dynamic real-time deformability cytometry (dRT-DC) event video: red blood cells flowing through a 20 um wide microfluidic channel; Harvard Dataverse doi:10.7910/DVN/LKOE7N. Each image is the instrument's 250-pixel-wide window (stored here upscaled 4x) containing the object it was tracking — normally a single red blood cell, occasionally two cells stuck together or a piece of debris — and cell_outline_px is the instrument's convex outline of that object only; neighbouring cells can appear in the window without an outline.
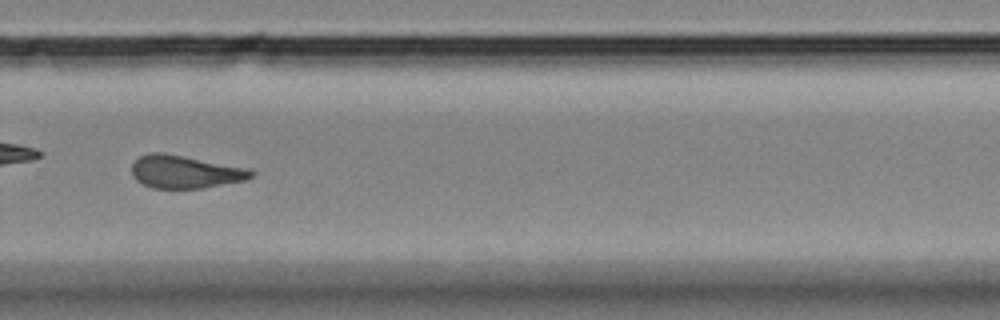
{"species": "Egyptian fruit bat (a non-hibernating species)", "species_latin": "Rousettus aegyptiacus", "temperature_condition": "room temperature", "stored_images_in_passage": 46, "camera_frame_rate_fps": 3000, "um_per_image_px": 0.085, "animal": {"sex": "female"}, "frame": {"image": 1, "passage_image": 33, "time_ms": 10.667, "image_size_px": [1000, 320], "cell_outline_px": [[256, 172], [252, 176], [244, 180], [204, 188], [152, 188], [136, 180], [132, 176], [132, 164], [140, 156], [152, 152], [164, 152], [252, 168]], "centroid_in_image_um": [15.76, 14.59], "position_along_channel_um": 314.0, "area_um2": 23.12}, "authors_computed_cell_mechanics": {"area_um2": 23.5824, "velocity_mm_per_s": 3.5549, "shape_relaxation_time_tau1_ms": 10.3496, "shape_relaxation_time_tau2_ms": 2.3656, "deformation_change_tau1": 0.1989, "deformation_change_tau2": 0.0942}}